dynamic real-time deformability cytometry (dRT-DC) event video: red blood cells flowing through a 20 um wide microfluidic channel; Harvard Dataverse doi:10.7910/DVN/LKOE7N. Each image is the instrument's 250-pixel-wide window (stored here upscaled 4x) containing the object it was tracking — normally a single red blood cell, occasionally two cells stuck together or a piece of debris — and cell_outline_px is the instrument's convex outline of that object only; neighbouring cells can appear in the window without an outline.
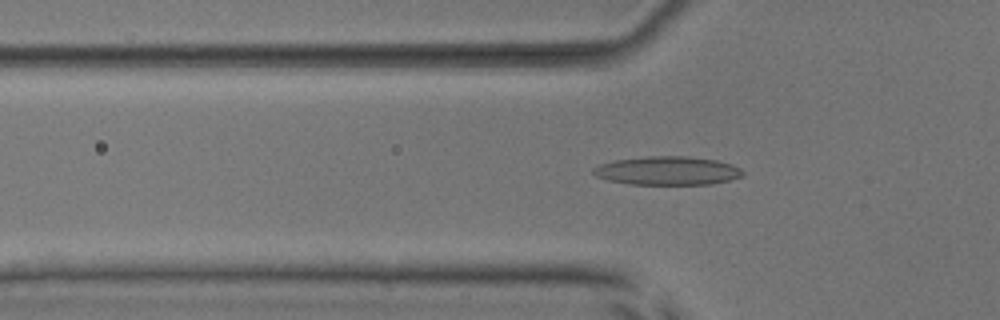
{"species": "common noctule bat (a hibernating species)", "species_latin": "Nyctalus noctula", "temperature_condition": "room temperature", "stored_images_in_passage": 50, "camera_frame_rate_fps": 3000, "um_per_image_px": 0.085, "animal": {"sex": "male", "body_mass_g": 17.9, "forearm_length_mm": 54.2}, "frame": {"image": 1, "passage_image": 15, "time_ms": 4.667, "image_size_px": [1000, 320], "cell_outline_px": [[744, 176], [712, 184], [628, 184], [608, 180], [596, 176], [592, 172], [592, 168], [600, 164], [612, 160], [648, 156], [688, 156], [716, 160], [732, 164], [740, 168], [744, 172]], "centroid_in_image_um": [56.73, 14.5], "position_along_channel_um": 69.1, "area_um2": 25.03}}
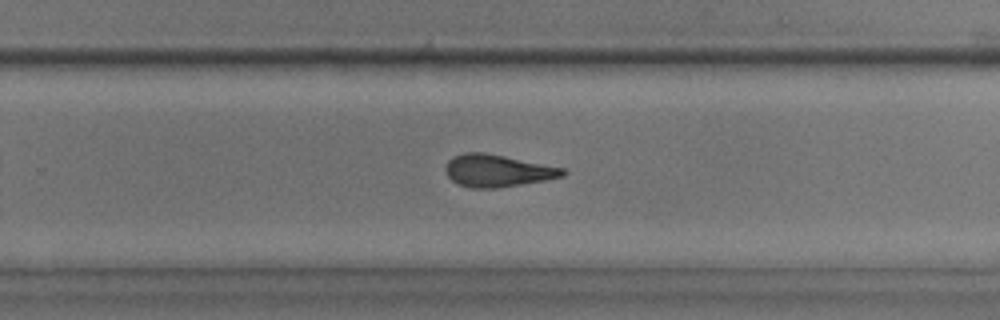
{"frame": {"image": 2, "passage_image": 32, "time_ms": 10.333, "image_size_px": [1000, 320], "cell_outline_px": [[568, 172], [564, 176], [544, 180], [496, 188], [472, 188], [460, 184], [452, 180], [448, 176], [444, 168], [448, 160], [452, 156], [464, 152], [484, 152], [564, 168]], "centroid_in_image_um": [42.26, 14.5], "position_along_channel_um": 287.5, "area_um2": 21.91}}
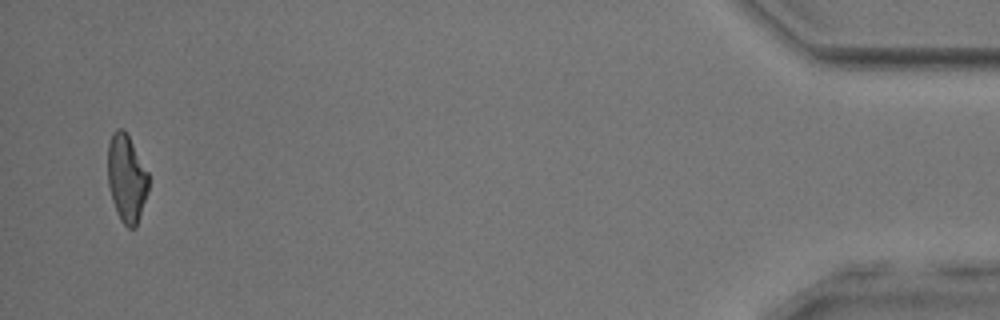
{"frame": {"image": 3, "passage_image": 49, "time_ms": 16.0, "image_size_px": [1000, 320], "cell_outline_px": [[148, 192], [136, 228], [128, 228], [120, 220], [112, 200], [108, 184], [108, 144], [112, 132], [116, 128], [124, 128], [148, 172]], "centroid_in_image_um": [10.75, 15.15], "position_along_channel_um": 424.4, "area_um2": 20.87}}